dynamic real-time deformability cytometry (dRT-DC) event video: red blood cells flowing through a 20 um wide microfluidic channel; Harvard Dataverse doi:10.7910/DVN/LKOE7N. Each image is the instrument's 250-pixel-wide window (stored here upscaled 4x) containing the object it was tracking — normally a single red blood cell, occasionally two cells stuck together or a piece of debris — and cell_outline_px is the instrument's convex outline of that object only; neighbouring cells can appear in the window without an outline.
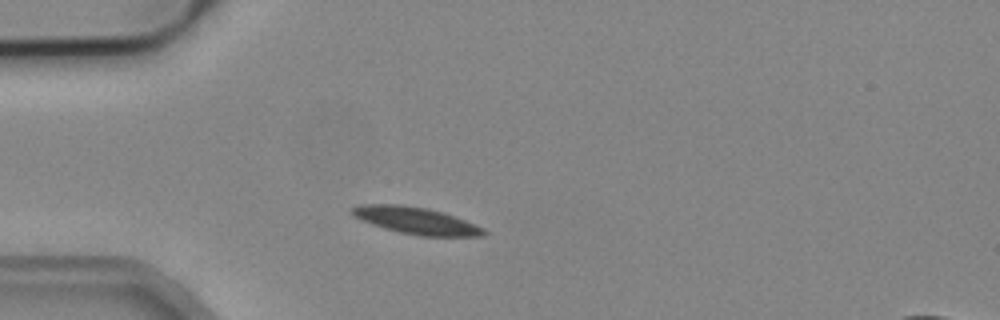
{"species": "common noctule bat (a hibernating species)", "species_latin": "Nyctalus noctula", "temperature_condition": "cold", "stored_images_in_passage": 3, "camera_frame_rate_fps": 3000, "um_per_image_px": 0.085, "animal": {"sex": "male", "body_mass_g": 19.2, "forearm_length_mm": 51.8}, "frame": {"image": 1, "passage_image": 2, "time_ms": 0.333, "image_size_px": [1000, 320], "cell_outline_px": [[488, 232], [484, 236], [420, 236], [400, 232], [384, 228], [360, 220], [352, 216], [348, 212], [348, 208], [360, 204], [400, 204], [428, 208], [476, 224], [484, 228]], "centroid_in_image_um": [35.29, 18.74], "position_along_channel_um": 49.7, "area_um2": 20.81}}